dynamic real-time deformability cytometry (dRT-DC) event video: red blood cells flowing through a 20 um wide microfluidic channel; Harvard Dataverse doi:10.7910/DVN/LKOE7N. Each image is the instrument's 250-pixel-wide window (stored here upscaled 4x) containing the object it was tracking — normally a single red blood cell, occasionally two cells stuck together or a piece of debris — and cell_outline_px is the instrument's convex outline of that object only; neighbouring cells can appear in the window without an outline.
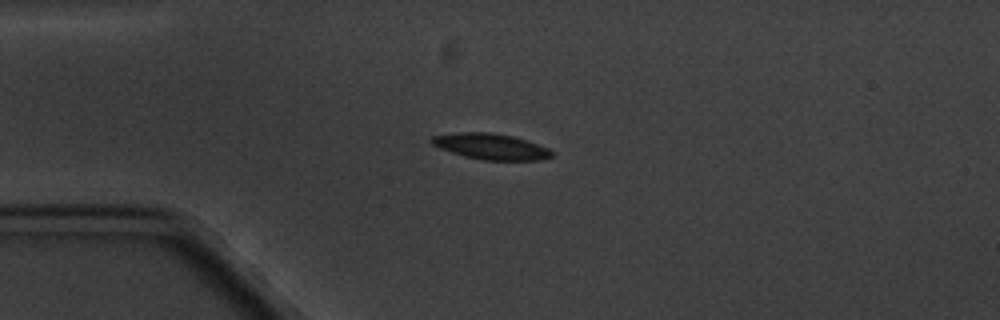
{"species": "common noctule bat (a hibernating species)", "species_latin": "Nyctalus noctula", "temperature_condition": "cold", "stored_images_in_passage": 7, "camera_frame_rate_fps": 3000, "um_per_image_px": 0.085, "animal": {"sex": "male", "body_mass_g": 20.1, "forearm_length_mm": 53.5}, "frame": {"image": 1, "passage_image": 4, "time_ms": 4.333, "image_size_px": [1000, 320], "cell_outline_px": [[552, 156], [540, 160], [480, 160], [464, 156], [440, 148], [432, 144], [428, 140], [432, 136], [460, 132], [492, 132], [512, 136], [548, 148], [552, 152]], "centroid_in_image_um": [41.68, 12.45], "position_along_channel_um": 43.3, "area_um2": 17.98}}